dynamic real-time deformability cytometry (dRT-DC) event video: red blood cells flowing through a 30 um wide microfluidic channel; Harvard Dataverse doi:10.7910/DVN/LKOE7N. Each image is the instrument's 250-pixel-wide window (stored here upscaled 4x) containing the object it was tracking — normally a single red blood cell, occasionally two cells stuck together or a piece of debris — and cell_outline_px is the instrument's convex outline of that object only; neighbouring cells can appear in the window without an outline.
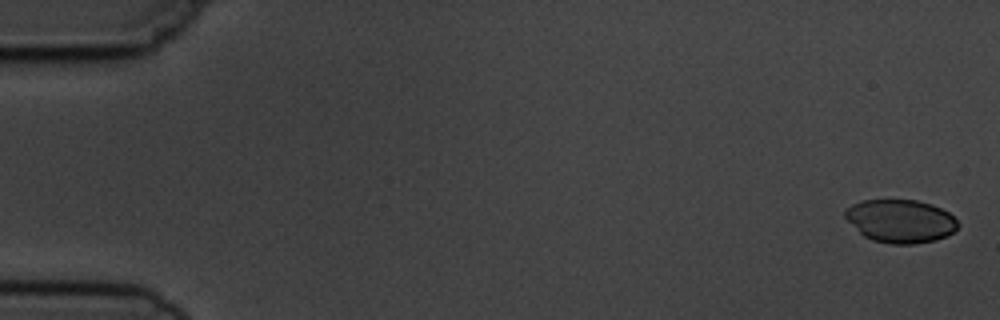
{"species": "common noctule bat (a hibernating species)", "species_latin": "Nyctalus noctula", "temperature_condition": "cold", "stored_images_in_passage": 5, "camera_frame_rate_fps": 3000, "um_per_image_px": 0.085, "animal": {"sex": "male", "body_mass_g": 19.5, "forearm_length_mm": 54.6}, "frame": {"image": 1, "passage_image": 1, "time_ms": 0.0, "image_size_px": [1000, 320], "cell_outline_px": [[960, 224], [952, 232], [936, 240], [912, 244], [892, 244], [872, 240], [864, 236], [844, 216], [844, 212], [852, 204], [860, 200], [916, 200], [932, 204], [948, 212]], "centroid_in_image_um": [76.54, 18.78], "position_along_channel_um": 8.5, "area_um2": 28.15}}